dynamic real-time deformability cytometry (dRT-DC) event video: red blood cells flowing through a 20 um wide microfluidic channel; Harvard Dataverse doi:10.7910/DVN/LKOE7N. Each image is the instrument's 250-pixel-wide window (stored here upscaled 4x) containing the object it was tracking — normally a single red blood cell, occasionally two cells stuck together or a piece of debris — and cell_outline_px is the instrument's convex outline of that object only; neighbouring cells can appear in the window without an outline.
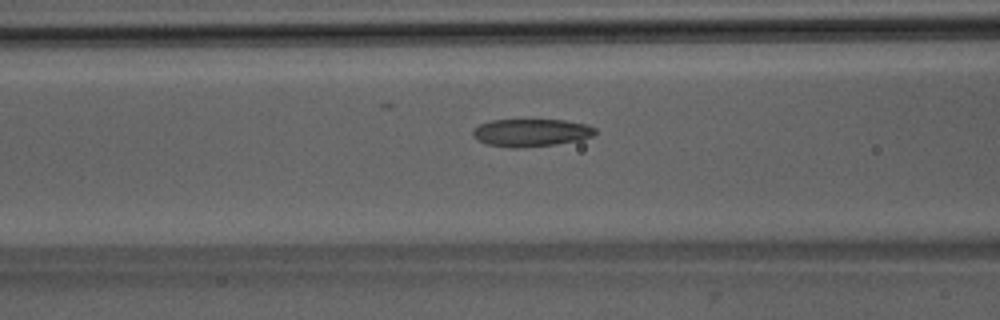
{"species": "Egyptian fruit bat (a non-hibernating species)", "species_latin": "Rousettus aegyptiacus", "temperature_condition": "room temperature", "stored_images_in_passage": 39, "camera_frame_rate_fps": 3000, "um_per_image_px": 0.085, "animal": {"sex": "male"}, "frame": {"image": 1, "passage_image": 8, "time_ms": 2.333, "image_size_px": [1000, 320], "cell_outline_px": [[596, 132], [592, 136], [580, 140], [556, 144], [520, 148], [512, 148], [488, 144], [476, 140], [472, 136], [472, 128], [480, 124], [492, 120], [564, 120], [588, 124], [596, 128]], "centroid_in_image_um": [45.13, 11.27], "position_along_channel_um": 121.5, "area_um2": 19.88}}
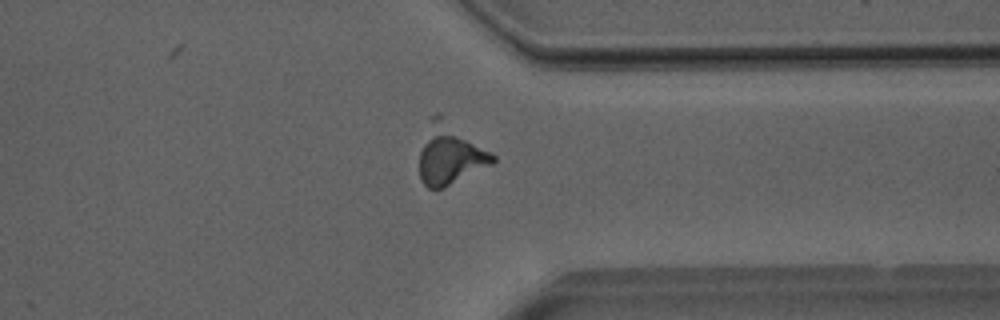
{"frame": {"image": 2, "passage_image": 27, "time_ms": 8.667, "image_size_px": [1000, 320], "cell_outline_px": [[496, 160], [492, 164], [444, 188], [428, 188], [420, 180], [420, 152], [424, 144], [428, 140], [440, 132], [444, 132], [456, 136], [496, 156]], "centroid_in_image_um": [38.3, 13.64], "position_along_channel_um": 373.1, "area_um2": 20.29}}
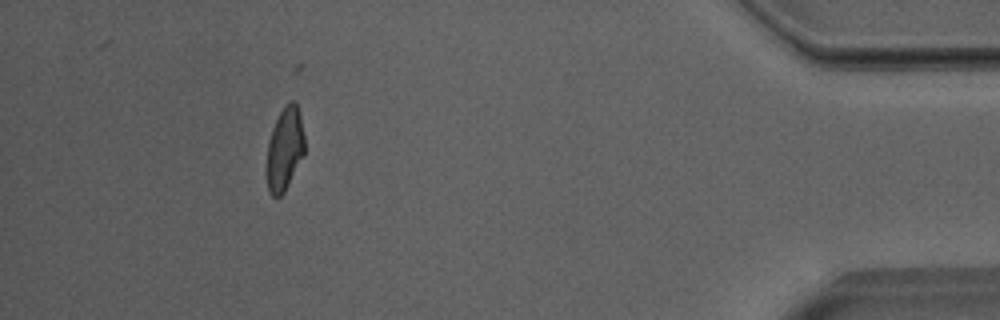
{"frame": {"image": 3, "passage_image": 34, "time_ms": 11.0, "image_size_px": [1000, 320], "cell_outline_px": [[304, 156], [284, 192], [280, 196], [272, 196], [268, 192], [268, 140], [272, 128], [284, 104], [292, 100], [296, 100], [300, 112], [304, 136]], "centroid_in_image_um": [24.23, 12.61], "position_along_channel_um": 411.0, "area_um2": 18.32}, "authors_computed_cell_mechanics": {"area_um2": 19.652, "velocity_mm_per_s": 4.0086, "shape_relaxation_time_tau1_ms": null, "shape_relaxation_time_tau2_ms": 3.8608, "deformation_change_tau1": null, "deformation_change_tau2": 0.138}}